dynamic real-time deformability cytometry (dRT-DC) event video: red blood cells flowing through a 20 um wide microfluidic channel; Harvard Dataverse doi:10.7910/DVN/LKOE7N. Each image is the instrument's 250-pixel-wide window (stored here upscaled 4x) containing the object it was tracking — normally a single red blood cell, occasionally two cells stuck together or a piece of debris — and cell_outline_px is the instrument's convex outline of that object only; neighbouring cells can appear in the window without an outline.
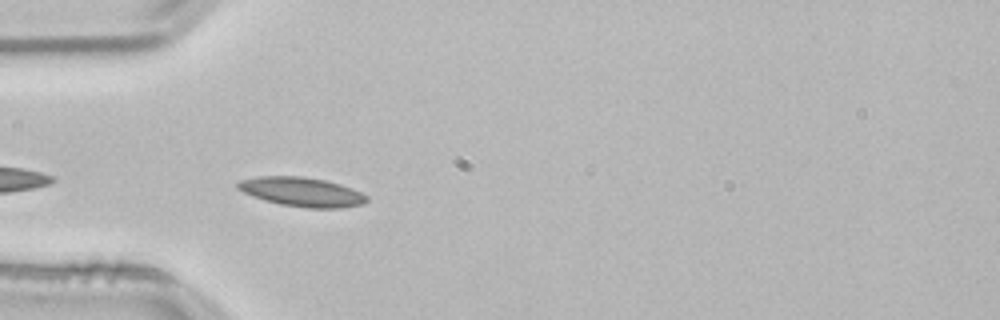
{"species": "common noctule bat (a hibernating species)", "species_latin": "Nyctalus noctula", "temperature_condition": "room temperature", "stored_images_in_passage": 8, "camera_frame_rate_fps": 3000, "um_per_image_px": 0.085, "animal": {"sex": "male", "body_mass_g": 21.5, "forearm_length_mm": 52.0}, "frame": {"image": 1, "passage_image": 4, "time_ms": 1.0, "image_size_px": [1000, 320], "cell_outline_px": [[368, 200], [364, 204], [340, 208], [304, 208], [280, 204], [264, 200], [252, 196], [236, 188], [236, 180], [260, 176], [300, 176], [324, 180], [340, 184], [352, 188], [368, 196]], "centroid_in_image_um": [25.63, 16.31], "position_along_channel_um": 59.4, "area_um2": 22.14}}